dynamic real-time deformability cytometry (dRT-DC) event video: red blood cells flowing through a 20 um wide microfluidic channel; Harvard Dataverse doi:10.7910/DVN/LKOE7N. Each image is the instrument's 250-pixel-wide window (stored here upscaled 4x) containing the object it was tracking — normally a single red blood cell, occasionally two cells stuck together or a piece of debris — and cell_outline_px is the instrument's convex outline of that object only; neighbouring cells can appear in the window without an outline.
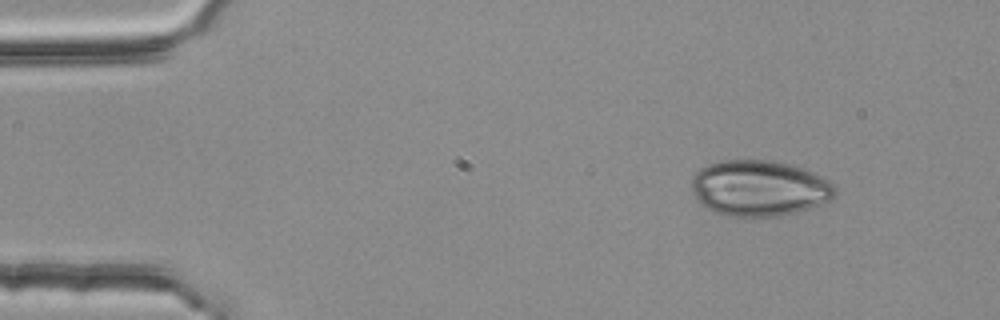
{"species": "common noctule bat (a hibernating species)", "species_latin": "Nyctalus noctula", "temperature_condition": "room temperature", "stored_images_in_passage": 5, "segment_of_instrument_passage": [2, 2], "camera_frame_rate_fps": 3000, "um_per_image_px": 0.085, "animal": {"sex": "female", "body_mass_g": 25.1}, "frame": {"image": 1, "passage_image": 5, "time_ms": 1.333, "image_size_px": [1000, 320], "cell_outline_px": [[836, 196], [832, 200], [796, 212], [780, 216], [724, 216], [704, 208], [696, 200], [692, 192], [692, 176], [704, 164], [720, 160], [768, 160], [788, 164], [804, 168], [824, 176], [836, 188]], "centroid_in_image_um": [64.51, 15.99], "position_along_channel_um": 20.5, "area_um2": 47.34}}